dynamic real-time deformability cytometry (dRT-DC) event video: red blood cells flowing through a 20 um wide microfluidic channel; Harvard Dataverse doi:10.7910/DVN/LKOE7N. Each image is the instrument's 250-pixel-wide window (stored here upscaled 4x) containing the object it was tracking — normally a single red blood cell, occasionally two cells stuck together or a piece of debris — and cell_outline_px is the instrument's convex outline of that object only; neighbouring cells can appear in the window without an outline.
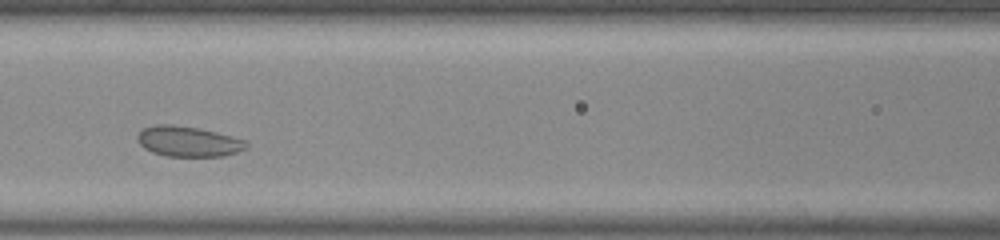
{"species": "common noctule bat (a hibernating species)", "species_latin": "Nyctalus noctula", "temperature_condition": "room temperature", "stored_images_in_passage": 20, "camera_frame_rate_fps": 3000, "um_per_image_px": 0.085, "animal": {"sex": "male", "body_mass_g": 20.0, "forearm_length_mm": 53.3}, "frame": {"image": 1, "passage_image": 12, "time_ms": 3.667, "image_size_px": [1000, 240], "cell_outline_px": [[248, 148], [224, 156], [168, 156], [152, 152], [144, 148], [136, 140], [136, 136], [144, 128], [156, 124], [172, 124], [200, 128], [216, 132], [244, 140], [248, 144]], "centroid_in_image_um": [15.98, 12.02], "position_along_channel_um": 150.6, "area_um2": 19.25}}
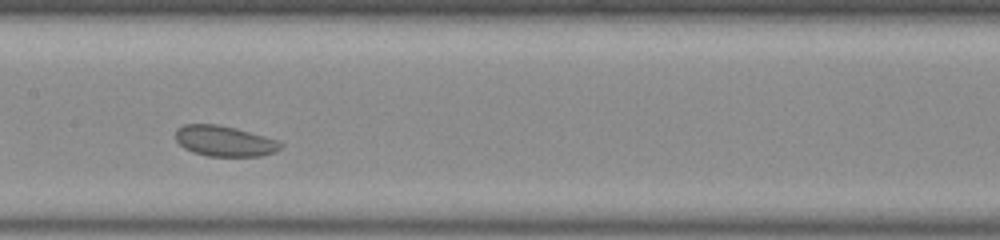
{"frame": {"image": 2, "passage_image": 15, "time_ms": 4.667, "image_size_px": [1000, 240], "cell_outline_px": [[284, 144], [280, 148], [272, 152], [260, 156], [208, 156], [192, 152], [184, 148], [176, 140], [176, 128], [184, 124], [216, 124], [236, 128], [280, 140]], "centroid_in_image_um": [19.08, 11.98], "position_along_channel_um": 188.3, "area_um2": 18.79}}